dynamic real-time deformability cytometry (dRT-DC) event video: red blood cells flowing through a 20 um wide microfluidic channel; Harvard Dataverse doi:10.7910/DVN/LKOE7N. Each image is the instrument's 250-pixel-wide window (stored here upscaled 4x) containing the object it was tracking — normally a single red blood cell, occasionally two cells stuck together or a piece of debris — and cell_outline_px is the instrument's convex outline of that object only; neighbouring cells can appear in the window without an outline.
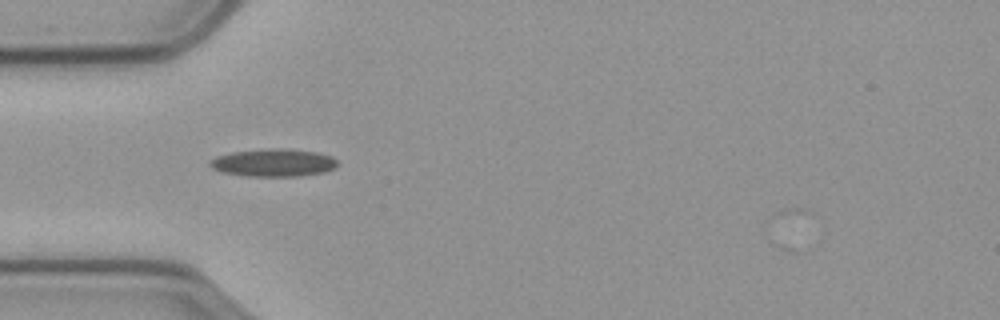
{"species": "common noctule bat (a hibernating species)", "species_latin": "Nyctalus noctula", "temperature_condition": "cold", "stored_images_in_passage": 41, "camera_frame_rate_fps": 3000, "um_per_image_px": 0.085, "animal": {"sex": "male", "body_mass_g": 23.1, "forearm_length_mm": 52.7}, "frame": {"image": 1, "passage_image": 1, "time_ms": 0.0, "image_size_px": [1000, 320], "cell_outline_px": [[336, 164], [332, 168], [324, 172], [296, 176], [248, 176], [224, 172], [212, 168], [208, 164], [208, 160], [216, 156], [232, 152], [268, 148], [288, 148], [316, 152], [332, 156], [336, 160]], "centroid_in_image_um": [23.2, 13.81], "position_along_channel_um": 61.8, "area_um2": 20.52}}
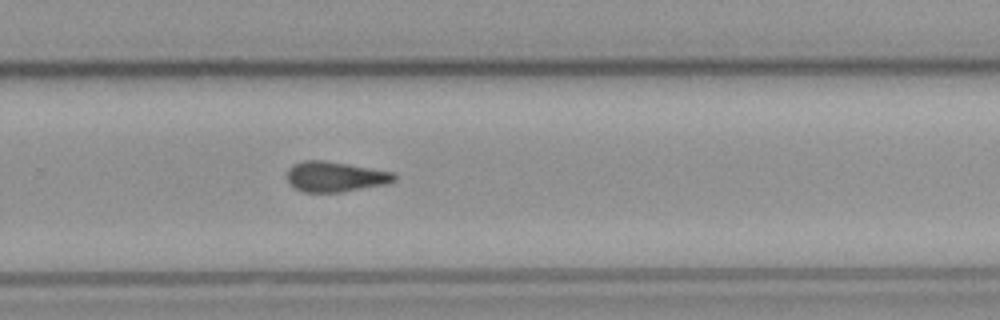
{"frame": {"image": 2, "passage_image": 21, "time_ms": 6.667, "image_size_px": [1000, 320], "cell_outline_px": [[396, 180], [384, 184], [340, 192], [304, 192], [296, 188], [288, 180], [288, 168], [292, 164], [304, 160], [324, 160], [348, 164], [392, 172], [396, 176]], "centroid_in_image_um": [28.47, 15.0], "position_along_channel_um": 301.3, "area_um2": 18.61}}
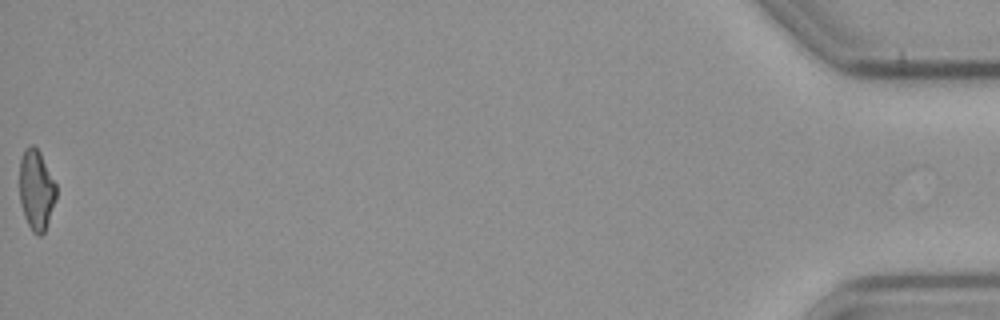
{"frame": {"image": 3, "passage_image": 41, "time_ms": 13.333, "image_size_px": [1000, 320], "cell_outline_px": [[56, 200], [44, 232], [40, 236], [36, 236], [32, 232], [24, 216], [20, 204], [20, 160], [24, 148], [28, 144], [32, 144], [40, 152], [56, 184]], "centroid_in_image_um": [3.08, 16.14], "position_along_channel_um": 432.1, "area_um2": 17.28}}